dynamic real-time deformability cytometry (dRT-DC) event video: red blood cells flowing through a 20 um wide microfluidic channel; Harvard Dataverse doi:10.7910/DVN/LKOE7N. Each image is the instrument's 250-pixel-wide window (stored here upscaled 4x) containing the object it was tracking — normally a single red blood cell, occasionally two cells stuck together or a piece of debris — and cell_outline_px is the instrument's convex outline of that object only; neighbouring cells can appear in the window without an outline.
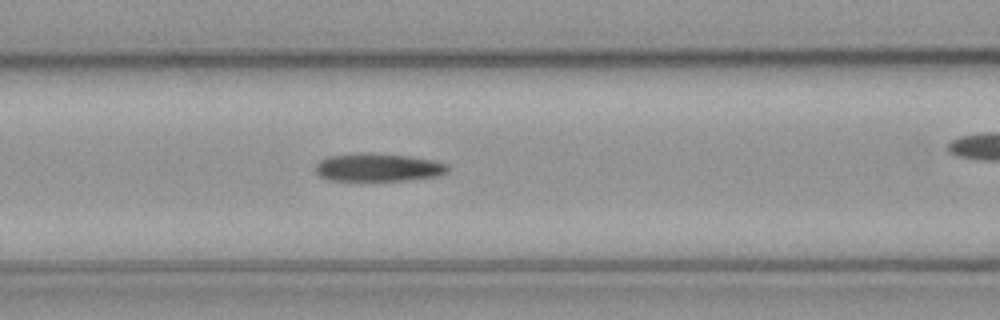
{"species": "common noctule bat (a hibernating species)", "species_latin": "Nyctalus noctula", "temperature_condition": "cold", "stored_images_in_passage": 40, "camera_frame_rate_fps": 3000, "um_per_image_px": 0.085, "animal": {"sex": "male", "body_mass_g": 23.1, "forearm_length_mm": 52.7}, "frame": {"image": 1, "passage_image": 18, "time_ms": 5.667, "image_size_px": [1000, 320], "cell_outline_px": [[448, 172], [440, 176], [404, 180], [328, 180], [320, 176], [316, 172], [316, 164], [320, 160], [328, 156], [360, 152], [368, 152], [408, 156], [432, 160], [448, 164]], "centroid_in_image_um": [32.14, 14.22], "position_along_channel_um": 134.5, "area_um2": 21.68}}
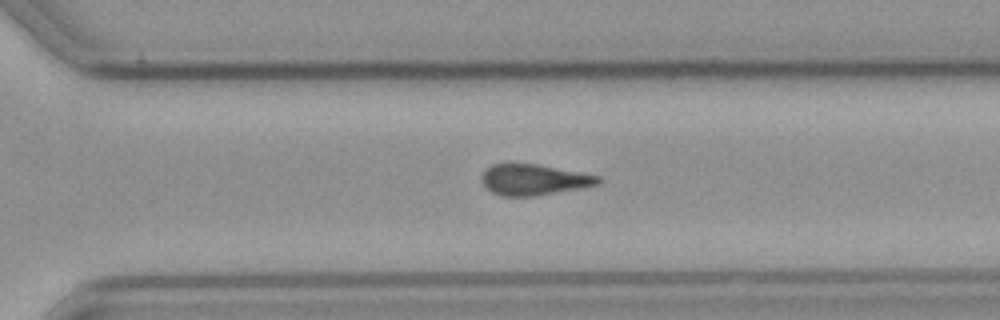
{"frame": {"image": 2, "passage_image": 34, "time_ms": 11.0, "image_size_px": [1000, 320], "cell_outline_px": [[600, 184], [580, 188], [532, 196], [500, 196], [492, 192], [484, 184], [484, 172], [492, 164], [508, 160], [536, 164], [600, 176]], "centroid_in_image_um": [45.35, 15.24], "position_along_channel_um": 325.2, "area_um2": 21.04}}